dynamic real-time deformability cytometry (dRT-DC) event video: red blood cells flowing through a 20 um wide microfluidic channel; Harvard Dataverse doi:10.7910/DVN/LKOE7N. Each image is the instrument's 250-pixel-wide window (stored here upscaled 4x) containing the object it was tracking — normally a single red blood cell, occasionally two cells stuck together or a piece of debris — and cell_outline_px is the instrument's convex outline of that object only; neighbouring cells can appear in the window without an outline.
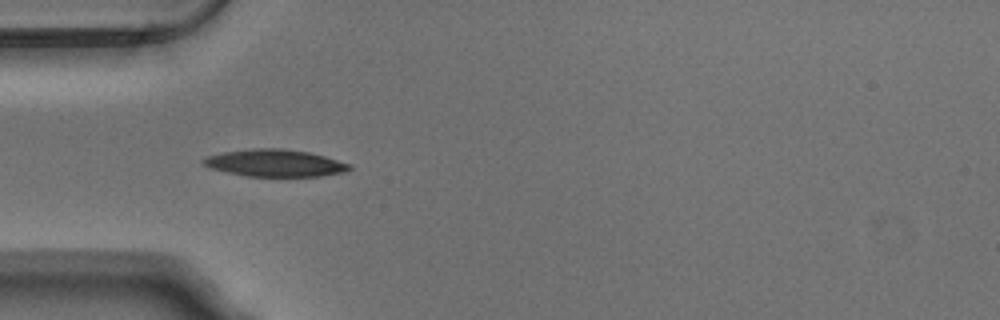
{"species": "Egyptian fruit bat (a non-hibernating species)", "species_latin": "Rousettus aegyptiacus", "temperature_condition": "warm", "stored_images_in_passage": 11, "camera_frame_rate_fps": 3000, "um_per_image_px": 0.085, "animal": {"sex": "male"}, "frame": {"image": 1, "passage_image": 4, "time_ms": 1.0, "image_size_px": [1000, 320], "cell_outline_px": [[352, 168], [344, 172], [320, 176], [248, 176], [228, 172], [212, 168], [204, 164], [200, 160], [208, 156], [224, 152], [252, 148], [280, 148], [308, 152], [324, 156], [352, 164]], "centroid_in_image_um": [23.4, 13.85], "position_along_channel_um": 61.6, "area_um2": 22.89}}
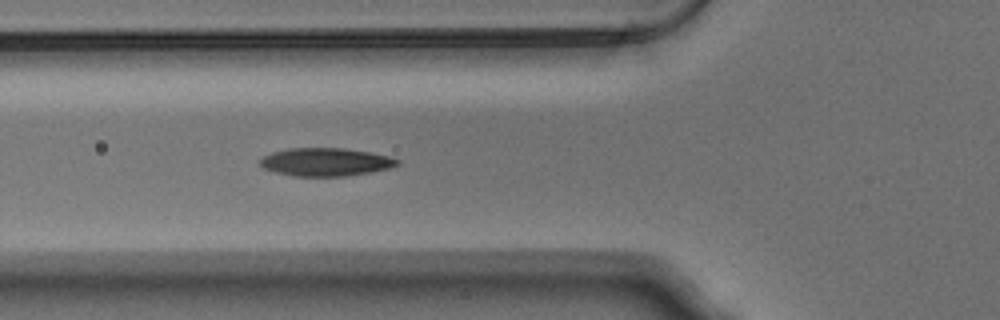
{"frame": {"image": 2, "passage_image": 7, "time_ms": 2.0, "image_size_px": [1000, 320], "cell_outline_px": [[400, 164], [388, 168], [372, 172], [344, 176], [292, 176], [276, 172], [264, 168], [260, 164], [260, 160], [264, 156], [272, 152], [288, 148], [344, 148], [368, 152], [388, 156], [400, 160]], "centroid_in_image_um": [27.68, 13.77], "position_along_channel_um": 98.1, "area_um2": 22.37}}